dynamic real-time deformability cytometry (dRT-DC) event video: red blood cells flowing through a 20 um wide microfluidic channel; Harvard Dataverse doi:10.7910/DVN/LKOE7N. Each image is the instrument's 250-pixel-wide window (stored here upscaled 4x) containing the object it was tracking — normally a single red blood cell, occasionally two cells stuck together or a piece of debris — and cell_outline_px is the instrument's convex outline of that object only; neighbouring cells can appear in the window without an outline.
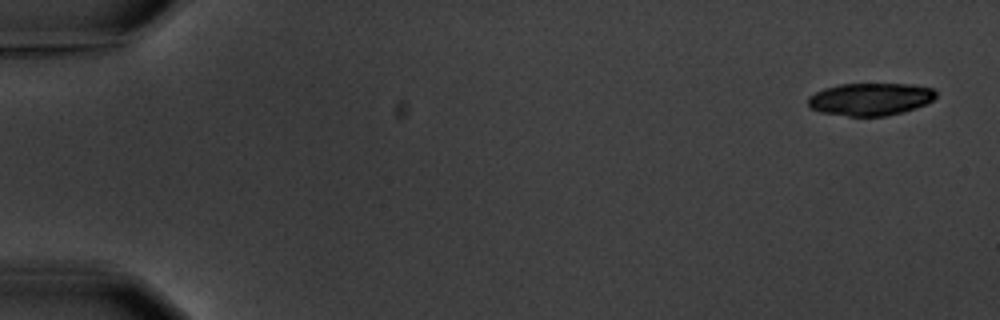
{"species": "common noctule bat (a hibernating species)", "species_latin": "Nyctalus noctula", "temperature_condition": "warm", "stored_images_in_passage": 5, "camera_frame_rate_fps": 3000, "um_per_image_px": 0.085, "animal": {"sex": "male", "body_mass_g": 20.1, "forearm_length_mm": 53.5}, "frame": {"image": 1, "passage_image": 1, "time_ms": 0.0, "image_size_px": [1000, 320], "cell_outline_px": [[936, 96], [932, 100], [916, 108], [904, 112], [884, 116], [848, 116], [820, 112], [812, 108], [808, 104], [808, 96], [824, 88], [840, 84], [912, 84], [932, 88], [936, 92]], "centroid_in_image_um": [73.97, 8.43], "position_along_channel_um": 11.0, "area_um2": 24.22}}
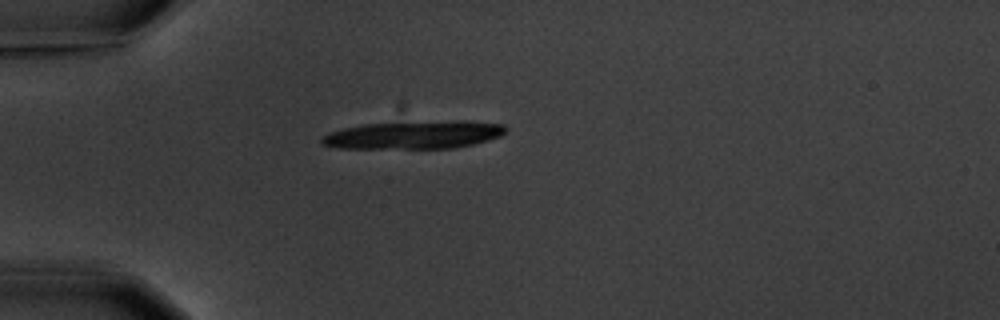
{"frame": {"image": 2, "passage_image": 5, "time_ms": 4.667, "image_size_px": [1000, 320], "cell_outline_px": [[508, 132], [500, 136], [488, 140], [472, 144], [452, 148], [336, 148], [320, 144], [320, 140], [328, 132], [344, 128], [364, 124], [452, 120], [468, 120], [504, 124], [508, 128]], "centroid_in_image_um": [35.23, 11.45], "position_along_channel_um": 49.8, "area_um2": 30.23}}